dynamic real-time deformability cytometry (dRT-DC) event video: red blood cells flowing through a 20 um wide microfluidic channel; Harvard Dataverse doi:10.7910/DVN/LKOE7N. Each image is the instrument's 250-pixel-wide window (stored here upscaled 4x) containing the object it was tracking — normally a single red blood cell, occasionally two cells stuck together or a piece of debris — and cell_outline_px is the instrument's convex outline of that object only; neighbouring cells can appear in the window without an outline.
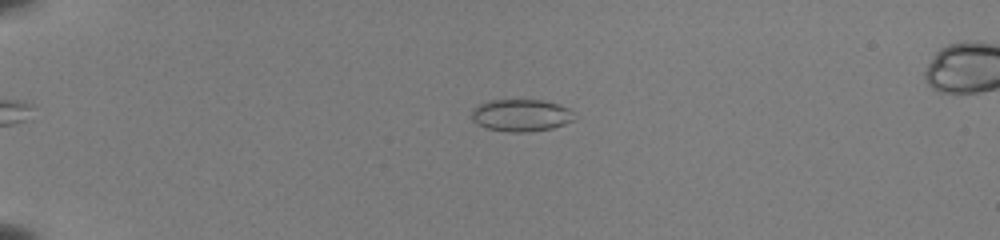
{"species": "common noctule bat (a hibernating species)", "species_latin": "Nyctalus noctula", "temperature_condition": "room temperature", "stored_images_in_passage": 52, "camera_frame_rate_fps": 3000, "um_per_image_px": 0.085, "animal": {"sex": "female", "body_mass_g": 22.0, "forearm_length_mm": 56.7}, "frame": {"image": 1, "passage_image": 13, "time_ms": 4.0, "image_size_px": [1000, 240], "cell_outline_px": [[572, 120], [564, 124], [552, 128], [524, 132], [508, 132], [488, 128], [472, 120], [472, 108], [488, 100], [544, 100], [568, 108], [572, 112]], "centroid_in_image_um": [44.25, 9.79], "position_along_channel_um": 40.7, "area_um2": 18.96}}
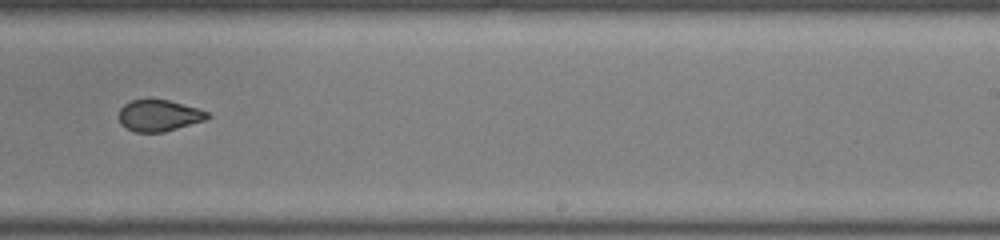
{"frame": {"image": 2, "passage_image": 35, "time_ms": 11.333, "image_size_px": [1000, 240], "cell_outline_px": [[212, 116], [204, 120], [164, 132], [132, 132], [120, 124], [120, 108], [124, 104], [132, 100], [168, 100], [196, 108], [208, 112]], "centroid_in_image_um": [13.49, 9.83], "position_along_channel_um": 275.5, "area_um2": 16.01}}
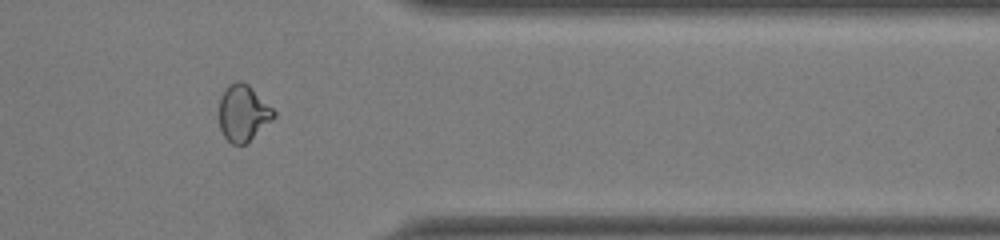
{"frame": {"image": 3, "passage_image": 44, "time_ms": 14.333, "image_size_px": [1000, 240], "cell_outline_px": [[276, 116], [244, 144], [232, 144], [224, 136], [220, 128], [220, 96], [228, 84], [236, 80], [240, 80], [248, 84], [276, 112]], "centroid_in_image_um": [20.65, 9.57], "position_along_channel_um": 390.8, "area_um2": 17.63}, "authors_computed_cell_mechanics": {"area_um2": 18.4093, "velocity_mm_per_s": 4.0077, "shape_relaxation_time_tau1_ms": null, "shape_relaxation_time_tau2_ms": 1.122, "deformation_change_tau1": null, "deformation_change_tau2": 0.0515}}